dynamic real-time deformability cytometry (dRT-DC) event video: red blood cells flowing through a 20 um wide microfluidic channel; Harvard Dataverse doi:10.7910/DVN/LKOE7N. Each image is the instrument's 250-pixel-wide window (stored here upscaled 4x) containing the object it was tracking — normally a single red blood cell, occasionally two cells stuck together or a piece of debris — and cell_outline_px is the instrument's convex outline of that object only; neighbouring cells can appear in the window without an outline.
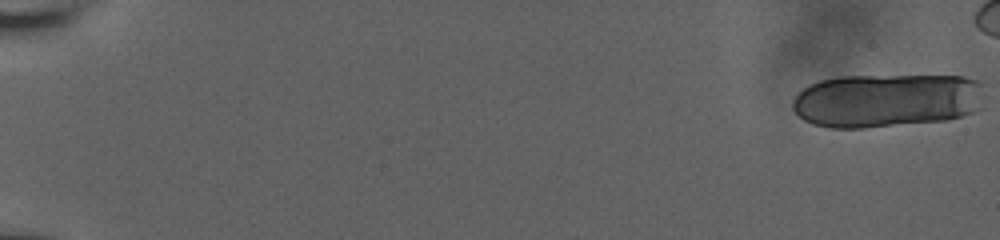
{"species": "human", "species_latin": "Homo sapiens", "temperature_condition": "room temperature", "stored_images_in_passage": 23, "camera_frame_rate_fps": 3000, "um_per_image_px": 0.085, "donor": {"sex": "male"}, "frame": {"image": 1, "passage_image": 1, "time_ms": 0.0, "image_size_px": [1000, 240], "cell_outline_px": [[984, 108], [948, 120], [864, 128], [832, 128], [812, 124], [804, 120], [792, 108], [792, 100], [804, 88], [820, 80], [840, 76], [964, 76], [980, 80]], "centroid_in_image_um": [75.41, 8.54], "position_along_channel_um": 9.6, "area_um2": 60.69}}